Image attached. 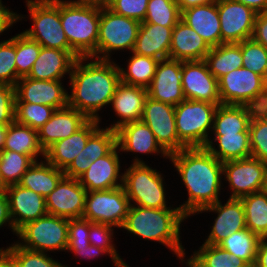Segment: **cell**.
Here are the masks:
<instances>
[{
	"label": "cell",
	"mask_w": 267,
	"mask_h": 267,
	"mask_svg": "<svg viewBox=\"0 0 267 267\" xmlns=\"http://www.w3.org/2000/svg\"><path fill=\"white\" fill-rule=\"evenodd\" d=\"M221 104L248 106L256 110L266 104L263 77L250 69L240 67L218 80Z\"/></svg>",
	"instance_id": "9c48e42d"
},
{
	"label": "cell",
	"mask_w": 267,
	"mask_h": 267,
	"mask_svg": "<svg viewBox=\"0 0 267 267\" xmlns=\"http://www.w3.org/2000/svg\"><path fill=\"white\" fill-rule=\"evenodd\" d=\"M35 160L25 154L11 150L0 152V179L4 187L18 184L22 175L30 168Z\"/></svg>",
	"instance_id": "f35d334b"
},
{
	"label": "cell",
	"mask_w": 267,
	"mask_h": 267,
	"mask_svg": "<svg viewBox=\"0 0 267 267\" xmlns=\"http://www.w3.org/2000/svg\"><path fill=\"white\" fill-rule=\"evenodd\" d=\"M222 43H240L252 38L257 13L234 0H218Z\"/></svg>",
	"instance_id": "9a60e30c"
},
{
	"label": "cell",
	"mask_w": 267,
	"mask_h": 267,
	"mask_svg": "<svg viewBox=\"0 0 267 267\" xmlns=\"http://www.w3.org/2000/svg\"><path fill=\"white\" fill-rule=\"evenodd\" d=\"M123 175V187L130 204L132 201L134 205L145 208H172L167 207L161 173L140 158H135Z\"/></svg>",
	"instance_id": "ba28073f"
},
{
	"label": "cell",
	"mask_w": 267,
	"mask_h": 267,
	"mask_svg": "<svg viewBox=\"0 0 267 267\" xmlns=\"http://www.w3.org/2000/svg\"><path fill=\"white\" fill-rule=\"evenodd\" d=\"M181 82L187 100L221 104L218 80L210 73L205 60L182 61Z\"/></svg>",
	"instance_id": "2e32d148"
},
{
	"label": "cell",
	"mask_w": 267,
	"mask_h": 267,
	"mask_svg": "<svg viewBox=\"0 0 267 267\" xmlns=\"http://www.w3.org/2000/svg\"><path fill=\"white\" fill-rule=\"evenodd\" d=\"M211 47L181 19L172 29L169 58L180 61L204 60Z\"/></svg>",
	"instance_id": "484cf974"
},
{
	"label": "cell",
	"mask_w": 267,
	"mask_h": 267,
	"mask_svg": "<svg viewBox=\"0 0 267 267\" xmlns=\"http://www.w3.org/2000/svg\"><path fill=\"white\" fill-rule=\"evenodd\" d=\"M223 175L232 190L230 198L240 199L267 189V164L253 157L224 162Z\"/></svg>",
	"instance_id": "4fadbf2b"
},
{
	"label": "cell",
	"mask_w": 267,
	"mask_h": 267,
	"mask_svg": "<svg viewBox=\"0 0 267 267\" xmlns=\"http://www.w3.org/2000/svg\"><path fill=\"white\" fill-rule=\"evenodd\" d=\"M9 201V212L17 232L25 224L47 214L45 198L38 193L14 184L5 187Z\"/></svg>",
	"instance_id": "ffe728a7"
},
{
	"label": "cell",
	"mask_w": 267,
	"mask_h": 267,
	"mask_svg": "<svg viewBox=\"0 0 267 267\" xmlns=\"http://www.w3.org/2000/svg\"><path fill=\"white\" fill-rule=\"evenodd\" d=\"M87 59L95 61L86 63ZM69 76L72 89L68 94V106L82 112L88 119L101 121L97 112L110 105L121 83L118 65L111 60L79 57Z\"/></svg>",
	"instance_id": "7a4b0ae2"
},
{
	"label": "cell",
	"mask_w": 267,
	"mask_h": 267,
	"mask_svg": "<svg viewBox=\"0 0 267 267\" xmlns=\"http://www.w3.org/2000/svg\"><path fill=\"white\" fill-rule=\"evenodd\" d=\"M21 14L18 15L16 12L10 11L2 4V0H0V35L5 30H8L16 21L21 20Z\"/></svg>",
	"instance_id": "db71d44e"
},
{
	"label": "cell",
	"mask_w": 267,
	"mask_h": 267,
	"mask_svg": "<svg viewBox=\"0 0 267 267\" xmlns=\"http://www.w3.org/2000/svg\"><path fill=\"white\" fill-rule=\"evenodd\" d=\"M254 267H267V239H261L258 244Z\"/></svg>",
	"instance_id": "6f0895ef"
},
{
	"label": "cell",
	"mask_w": 267,
	"mask_h": 267,
	"mask_svg": "<svg viewBox=\"0 0 267 267\" xmlns=\"http://www.w3.org/2000/svg\"><path fill=\"white\" fill-rule=\"evenodd\" d=\"M181 20L195 30L210 47L222 44L218 1L182 11Z\"/></svg>",
	"instance_id": "4316f807"
},
{
	"label": "cell",
	"mask_w": 267,
	"mask_h": 267,
	"mask_svg": "<svg viewBox=\"0 0 267 267\" xmlns=\"http://www.w3.org/2000/svg\"><path fill=\"white\" fill-rule=\"evenodd\" d=\"M89 119L78 110L66 106L56 109L39 129L38 138L44 151L56 141L65 139L81 128Z\"/></svg>",
	"instance_id": "603a6c76"
},
{
	"label": "cell",
	"mask_w": 267,
	"mask_h": 267,
	"mask_svg": "<svg viewBox=\"0 0 267 267\" xmlns=\"http://www.w3.org/2000/svg\"><path fill=\"white\" fill-rule=\"evenodd\" d=\"M1 267H16L1 253Z\"/></svg>",
	"instance_id": "be15d7a7"
},
{
	"label": "cell",
	"mask_w": 267,
	"mask_h": 267,
	"mask_svg": "<svg viewBox=\"0 0 267 267\" xmlns=\"http://www.w3.org/2000/svg\"><path fill=\"white\" fill-rule=\"evenodd\" d=\"M81 3L96 4L100 6H106L111 0H76Z\"/></svg>",
	"instance_id": "6125c7cd"
},
{
	"label": "cell",
	"mask_w": 267,
	"mask_h": 267,
	"mask_svg": "<svg viewBox=\"0 0 267 267\" xmlns=\"http://www.w3.org/2000/svg\"><path fill=\"white\" fill-rule=\"evenodd\" d=\"M15 102L41 104L61 109L68 106V92L61 80L20 78L15 84Z\"/></svg>",
	"instance_id": "ac0fdd59"
},
{
	"label": "cell",
	"mask_w": 267,
	"mask_h": 267,
	"mask_svg": "<svg viewBox=\"0 0 267 267\" xmlns=\"http://www.w3.org/2000/svg\"><path fill=\"white\" fill-rule=\"evenodd\" d=\"M140 24L137 20L111 11L107 6H101L97 59L111 60L114 50L128 49L132 53Z\"/></svg>",
	"instance_id": "8fae6325"
},
{
	"label": "cell",
	"mask_w": 267,
	"mask_h": 267,
	"mask_svg": "<svg viewBox=\"0 0 267 267\" xmlns=\"http://www.w3.org/2000/svg\"><path fill=\"white\" fill-rule=\"evenodd\" d=\"M68 228L69 219L46 214L17 231L16 235L22 241L17 244L44 253L54 250L65 251L68 246Z\"/></svg>",
	"instance_id": "30bf717a"
},
{
	"label": "cell",
	"mask_w": 267,
	"mask_h": 267,
	"mask_svg": "<svg viewBox=\"0 0 267 267\" xmlns=\"http://www.w3.org/2000/svg\"><path fill=\"white\" fill-rule=\"evenodd\" d=\"M16 36L0 42V84L17 83Z\"/></svg>",
	"instance_id": "7dc6e473"
},
{
	"label": "cell",
	"mask_w": 267,
	"mask_h": 267,
	"mask_svg": "<svg viewBox=\"0 0 267 267\" xmlns=\"http://www.w3.org/2000/svg\"><path fill=\"white\" fill-rule=\"evenodd\" d=\"M0 252L16 267H67L47 256V253L29 250L17 243L6 249L0 248Z\"/></svg>",
	"instance_id": "ab89813d"
},
{
	"label": "cell",
	"mask_w": 267,
	"mask_h": 267,
	"mask_svg": "<svg viewBox=\"0 0 267 267\" xmlns=\"http://www.w3.org/2000/svg\"><path fill=\"white\" fill-rule=\"evenodd\" d=\"M260 240L258 235L246 228L231 233L218 245L237 258L245 260L250 266H254Z\"/></svg>",
	"instance_id": "74e56055"
},
{
	"label": "cell",
	"mask_w": 267,
	"mask_h": 267,
	"mask_svg": "<svg viewBox=\"0 0 267 267\" xmlns=\"http://www.w3.org/2000/svg\"><path fill=\"white\" fill-rule=\"evenodd\" d=\"M118 146L108 155L92 162L90 167L78 178L87 192L114 189L123 186V173L120 174ZM120 174V175H119ZM120 180V183L118 181Z\"/></svg>",
	"instance_id": "7402d4cb"
},
{
	"label": "cell",
	"mask_w": 267,
	"mask_h": 267,
	"mask_svg": "<svg viewBox=\"0 0 267 267\" xmlns=\"http://www.w3.org/2000/svg\"><path fill=\"white\" fill-rule=\"evenodd\" d=\"M203 211L217 213L212 230L204 244L218 245L231 233L247 228L241 199L229 198L224 205L219 200L215 204L202 208L197 213H202Z\"/></svg>",
	"instance_id": "44dd1931"
},
{
	"label": "cell",
	"mask_w": 267,
	"mask_h": 267,
	"mask_svg": "<svg viewBox=\"0 0 267 267\" xmlns=\"http://www.w3.org/2000/svg\"><path fill=\"white\" fill-rule=\"evenodd\" d=\"M204 60L210 73L219 80L223 75L242 67L240 43H222L211 47Z\"/></svg>",
	"instance_id": "836d02e7"
},
{
	"label": "cell",
	"mask_w": 267,
	"mask_h": 267,
	"mask_svg": "<svg viewBox=\"0 0 267 267\" xmlns=\"http://www.w3.org/2000/svg\"><path fill=\"white\" fill-rule=\"evenodd\" d=\"M75 61L68 51L42 46L27 77L35 80H61L66 73L71 74Z\"/></svg>",
	"instance_id": "f1b7e54d"
},
{
	"label": "cell",
	"mask_w": 267,
	"mask_h": 267,
	"mask_svg": "<svg viewBox=\"0 0 267 267\" xmlns=\"http://www.w3.org/2000/svg\"><path fill=\"white\" fill-rule=\"evenodd\" d=\"M99 123L100 120L89 119L75 133L53 143L45 150L44 160L63 170L66 177L78 179L93 162L85 157L84 148Z\"/></svg>",
	"instance_id": "5b68a950"
},
{
	"label": "cell",
	"mask_w": 267,
	"mask_h": 267,
	"mask_svg": "<svg viewBox=\"0 0 267 267\" xmlns=\"http://www.w3.org/2000/svg\"><path fill=\"white\" fill-rule=\"evenodd\" d=\"M87 191L78 179L64 176L45 197L47 214L66 219L82 218Z\"/></svg>",
	"instance_id": "e0dca14e"
},
{
	"label": "cell",
	"mask_w": 267,
	"mask_h": 267,
	"mask_svg": "<svg viewBox=\"0 0 267 267\" xmlns=\"http://www.w3.org/2000/svg\"><path fill=\"white\" fill-rule=\"evenodd\" d=\"M251 157L267 164V112L258 109L254 112L249 125Z\"/></svg>",
	"instance_id": "60d3db41"
},
{
	"label": "cell",
	"mask_w": 267,
	"mask_h": 267,
	"mask_svg": "<svg viewBox=\"0 0 267 267\" xmlns=\"http://www.w3.org/2000/svg\"><path fill=\"white\" fill-rule=\"evenodd\" d=\"M89 220L83 218L69 219L68 246H89Z\"/></svg>",
	"instance_id": "816d5d0a"
},
{
	"label": "cell",
	"mask_w": 267,
	"mask_h": 267,
	"mask_svg": "<svg viewBox=\"0 0 267 267\" xmlns=\"http://www.w3.org/2000/svg\"><path fill=\"white\" fill-rule=\"evenodd\" d=\"M147 97V88L121 82L110 103L120 120L108 128L116 130L123 124L140 121Z\"/></svg>",
	"instance_id": "cb8c5ba5"
},
{
	"label": "cell",
	"mask_w": 267,
	"mask_h": 267,
	"mask_svg": "<svg viewBox=\"0 0 267 267\" xmlns=\"http://www.w3.org/2000/svg\"><path fill=\"white\" fill-rule=\"evenodd\" d=\"M64 176L63 170L56 168L46 160L35 161L22 175L18 184L45 198L56 188Z\"/></svg>",
	"instance_id": "4dcf8cb0"
},
{
	"label": "cell",
	"mask_w": 267,
	"mask_h": 267,
	"mask_svg": "<svg viewBox=\"0 0 267 267\" xmlns=\"http://www.w3.org/2000/svg\"><path fill=\"white\" fill-rule=\"evenodd\" d=\"M32 28L23 33L47 48L68 51L75 59L79 56L70 48L60 20V0H26Z\"/></svg>",
	"instance_id": "8992f818"
},
{
	"label": "cell",
	"mask_w": 267,
	"mask_h": 267,
	"mask_svg": "<svg viewBox=\"0 0 267 267\" xmlns=\"http://www.w3.org/2000/svg\"><path fill=\"white\" fill-rule=\"evenodd\" d=\"M256 109L248 106L218 105L213 121V134L249 133L251 118Z\"/></svg>",
	"instance_id": "f546056e"
},
{
	"label": "cell",
	"mask_w": 267,
	"mask_h": 267,
	"mask_svg": "<svg viewBox=\"0 0 267 267\" xmlns=\"http://www.w3.org/2000/svg\"><path fill=\"white\" fill-rule=\"evenodd\" d=\"M218 105L221 104L185 99L175 106L178 138L187 148L205 147Z\"/></svg>",
	"instance_id": "52a82bcc"
},
{
	"label": "cell",
	"mask_w": 267,
	"mask_h": 267,
	"mask_svg": "<svg viewBox=\"0 0 267 267\" xmlns=\"http://www.w3.org/2000/svg\"><path fill=\"white\" fill-rule=\"evenodd\" d=\"M113 226L108 224L92 223L89 221V241L90 245L102 248L109 253L115 267L124 263L123 259L116 251L113 242ZM112 240V241H111Z\"/></svg>",
	"instance_id": "c3c4849f"
},
{
	"label": "cell",
	"mask_w": 267,
	"mask_h": 267,
	"mask_svg": "<svg viewBox=\"0 0 267 267\" xmlns=\"http://www.w3.org/2000/svg\"><path fill=\"white\" fill-rule=\"evenodd\" d=\"M8 222V226L13 230V233H17L13 227V222L9 212V201L7 194L4 190L0 191V228Z\"/></svg>",
	"instance_id": "9f6ffc18"
},
{
	"label": "cell",
	"mask_w": 267,
	"mask_h": 267,
	"mask_svg": "<svg viewBox=\"0 0 267 267\" xmlns=\"http://www.w3.org/2000/svg\"><path fill=\"white\" fill-rule=\"evenodd\" d=\"M8 125L0 124V152L3 150L4 141L6 139Z\"/></svg>",
	"instance_id": "94428289"
},
{
	"label": "cell",
	"mask_w": 267,
	"mask_h": 267,
	"mask_svg": "<svg viewBox=\"0 0 267 267\" xmlns=\"http://www.w3.org/2000/svg\"><path fill=\"white\" fill-rule=\"evenodd\" d=\"M4 189H5V187L2 185V182H1V179H0V191L4 190Z\"/></svg>",
	"instance_id": "003e7915"
},
{
	"label": "cell",
	"mask_w": 267,
	"mask_h": 267,
	"mask_svg": "<svg viewBox=\"0 0 267 267\" xmlns=\"http://www.w3.org/2000/svg\"><path fill=\"white\" fill-rule=\"evenodd\" d=\"M263 80H264V91L266 94V101H267V73L265 74Z\"/></svg>",
	"instance_id": "e7e4bbea"
},
{
	"label": "cell",
	"mask_w": 267,
	"mask_h": 267,
	"mask_svg": "<svg viewBox=\"0 0 267 267\" xmlns=\"http://www.w3.org/2000/svg\"><path fill=\"white\" fill-rule=\"evenodd\" d=\"M214 142L218 143V150L213 140H208L204 148L222 163L231 160L251 157L249 133L214 134Z\"/></svg>",
	"instance_id": "1f68e13d"
},
{
	"label": "cell",
	"mask_w": 267,
	"mask_h": 267,
	"mask_svg": "<svg viewBox=\"0 0 267 267\" xmlns=\"http://www.w3.org/2000/svg\"><path fill=\"white\" fill-rule=\"evenodd\" d=\"M141 121L154 133L157 142L170 155L187 148L178 138L175 106L147 97Z\"/></svg>",
	"instance_id": "5bb4252c"
},
{
	"label": "cell",
	"mask_w": 267,
	"mask_h": 267,
	"mask_svg": "<svg viewBox=\"0 0 267 267\" xmlns=\"http://www.w3.org/2000/svg\"><path fill=\"white\" fill-rule=\"evenodd\" d=\"M117 146L122 152L161 153L169 158L170 155L157 142L154 133L144 122L135 121L123 124L116 129Z\"/></svg>",
	"instance_id": "d4e9b609"
},
{
	"label": "cell",
	"mask_w": 267,
	"mask_h": 267,
	"mask_svg": "<svg viewBox=\"0 0 267 267\" xmlns=\"http://www.w3.org/2000/svg\"><path fill=\"white\" fill-rule=\"evenodd\" d=\"M149 0H111L106 6L113 12L143 22Z\"/></svg>",
	"instance_id": "681fc988"
},
{
	"label": "cell",
	"mask_w": 267,
	"mask_h": 267,
	"mask_svg": "<svg viewBox=\"0 0 267 267\" xmlns=\"http://www.w3.org/2000/svg\"><path fill=\"white\" fill-rule=\"evenodd\" d=\"M180 19L181 13L176 0H149L142 23L174 27Z\"/></svg>",
	"instance_id": "b9f144b4"
},
{
	"label": "cell",
	"mask_w": 267,
	"mask_h": 267,
	"mask_svg": "<svg viewBox=\"0 0 267 267\" xmlns=\"http://www.w3.org/2000/svg\"><path fill=\"white\" fill-rule=\"evenodd\" d=\"M180 13L192 7L200 5H208L210 3H215L218 0H176Z\"/></svg>",
	"instance_id": "680465c9"
},
{
	"label": "cell",
	"mask_w": 267,
	"mask_h": 267,
	"mask_svg": "<svg viewBox=\"0 0 267 267\" xmlns=\"http://www.w3.org/2000/svg\"><path fill=\"white\" fill-rule=\"evenodd\" d=\"M173 28L159 24L141 23L132 53L158 60L169 59Z\"/></svg>",
	"instance_id": "83f0119b"
},
{
	"label": "cell",
	"mask_w": 267,
	"mask_h": 267,
	"mask_svg": "<svg viewBox=\"0 0 267 267\" xmlns=\"http://www.w3.org/2000/svg\"><path fill=\"white\" fill-rule=\"evenodd\" d=\"M159 61L133 53L129 59L127 70L118 66L121 82L147 88L153 80Z\"/></svg>",
	"instance_id": "8d00e7d4"
},
{
	"label": "cell",
	"mask_w": 267,
	"mask_h": 267,
	"mask_svg": "<svg viewBox=\"0 0 267 267\" xmlns=\"http://www.w3.org/2000/svg\"><path fill=\"white\" fill-rule=\"evenodd\" d=\"M67 251H70L72 253H74L76 256L79 255V257L83 258H87V259H94L95 257H98L99 255H104L107 254L109 255V253L99 247L93 246V245H89V246H82V247H67L66 249Z\"/></svg>",
	"instance_id": "11a10c76"
},
{
	"label": "cell",
	"mask_w": 267,
	"mask_h": 267,
	"mask_svg": "<svg viewBox=\"0 0 267 267\" xmlns=\"http://www.w3.org/2000/svg\"><path fill=\"white\" fill-rule=\"evenodd\" d=\"M185 263L188 267H249L243 259L237 258L219 245L203 244Z\"/></svg>",
	"instance_id": "e575fe53"
},
{
	"label": "cell",
	"mask_w": 267,
	"mask_h": 267,
	"mask_svg": "<svg viewBox=\"0 0 267 267\" xmlns=\"http://www.w3.org/2000/svg\"><path fill=\"white\" fill-rule=\"evenodd\" d=\"M169 159L188 191L187 201L179 205L187 217L219 201L223 163L206 148H185L170 154Z\"/></svg>",
	"instance_id": "6da1fadb"
},
{
	"label": "cell",
	"mask_w": 267,
	"mask_h": 267,
	"mask_svg": "<svg viewBox=\"0 0 267 267\" xmlns=\"http://www.w3.org/2000/svg\"><path fill=\"white\" fill-rule=\"evenodd\" d=\"M252 39L267 49V12L257 13Z\"/></svg>",
	"instance_id": "f5cc1de1"
},
{
	"label": "cell",
	"mask_w": 267,
	"mask_h": 267,
	"mask_svg": "<svg viewBox=\"0 0 267 267\" xmlns=\"http://www.w3.org/2000/svg\"><path fill=\"white\" fill-rule=\"evenodd\" d=\"M55 109L41 104L15 102V121L39 130L52 116Z\"/></svg>",
	"instance_id": "ee69618b"
},
{
	"label": "cell",
	"mask_w": 267,
	"mask_h": 267,
	"mask_svg": "<svg viewBox=\"0 0 267 267\" xmlns=\"http://www.w3.org/2000/svg\"><path fill=\"white\" fill-rule=\"evenodd\" d=\"M41 45L28 38L23 32L16 35V68L17 81L22 77H27L37 60Z\"/></svg>",
	"instance_id": "7bdbcfd3"
},
{
	"label": "cell",
	"mask_w": 267,
	"mask_h": 267,
	"mask_svg": "<svg viewBox=\"0 0 267 267\" xmlns=\"http://www.w3.org/2000/svg\"><path fill=\"white\" fill-rule=\"evenodd\" d=\"M242 67L255 72L264 78L267 73V49L252 38L240 42Z\"/></svg>",
	"instance_id": "bcb514c9"
},
{
	"label": "cell",
	"mask_w": 267,
	"mask_h": 267,
	"mask_svg": "<svg viewBox=\"0 0 267 267\" xmlns=\"http://www.w3.org/2000/svg\"><path fill=\"white\" fill-rule=\"evenodd\" d=\"M187 218L180 207L145 208L131 204L121 228L167 246L182 261L185 249L180 242V224Z\"/></svg>",
	"instance_id": "3957f363"
},
{
	"label": "cell",
	"mask_w": 267,
	"mask_h": 267,
	"mask_svg": "<svg viewBox=\"0 0 267 267\" xmlns=\"http://www.w3.org/2000/svg\"><path fill=\"white\" fill-rule=\"evenodd\" d=\"M182 61L173 59L160 60L153 80L147 87L148 96L173 106L178 105L186 98L183 93Z\"/></svg>",
	"instance_id": "d6986e66"
},
{
	"label": "cell",
	"mask_w": 267,
	"mask_h": 267,
	"mask_svg": "<svg viewBox=\"0 0 267 267\" xmlns=\"http://www.w3.org/2000/svg\"><path fill=\"white\" fill-rule=\"evenodd\" d=\"M119 267H130V266H128V265L124 262V263L119 264Z\"/></svg>",
	"instance_id": "03108f58"
},
{
	"label": "cell",
	"mask_w": 267,
	"mask_h": 267,
	"mask_svg": "<svg viewBox=\"0 0 267 267\" xmlns=\"http://www.w3.org/2000/svg\"><path fill=\"white\" fill-rule=\"evenodd\" d=\"M131 204L123 186L87 192L83 219L121 228Z\"/></svg>",
	"instance_id": "7c38bea8"
},
{
	"label": "cell",
	"mask_w": 267,
	"mask_h": 267,
	"mask_svg": "<svg viewBox=\"0 0 267 267\" xmlns=\"http://www.w3.org/2000/svg\"><path fill=\"white\" fill-rule=\"evenodd\" d=\"M3 150L29 155L35 161H38V155L45 157V151L40 145L37 130L16 121L8 125Z\"/></svg>",
	"instance_id": "d6a6232c"
},
{
	"label": "cell",
	"mask_w": 267,
	"mask_h": 267,
	"mask_svg": "<svg viewBox=\"0 0 267 267\" xmlns=\"http://www.w3.org/2000/svg\"><path fill=\"white\" fill-rule=\"evenodd\" d=\"M117 146L116 130L98 128L88 139L84 148L85 157L93 162L98 158L108 155Z\"/></svg>",
	"instance_id": "f6af8a7d"
},
{
	"label": "cell",
	"mask_w": 267,
	"mask_h": 267,
	"mask_svg": "<svg viewBox=\"0 0 267 267\" xmlns=\"http://www.w3.org/2000/svg\"><path fill=\"white\" fill-rule=\"evenodd\" d=\"M240 199L244 206L247 229L261 239H267V189Z\"/></svg>",
	"instance_id": "d590c367"
},
{
	"label": "cell",
	"mask_w": 267,
	"mask_h": 267,
	"mask_svg": "<svg viewBox=\"0 0 267 267\" xmlns=\"http://www.w3.org/2000/svg\"><path fill=\"white\" fill-rule=\"evenodd\" d=\"M240 2L251 9L256 13L267 12V0H234Z\"/></svg>",
	"instance_id": "91938a15"
},
{
	"label": "cell",
	"mask_w": 267,
	"mask_h": 267,
	"mask_svg": "<svg viewBox=\"0 0 267 267\" xmlns=\"http://www.w3.org/2000/svg\"><path fill=\"white\" fill-rule=\"evenodd\" d=\"M15 121V87L0 84V124L9 125Z\"/></svg>",
	"instance_id": "f907efd6"
},
{
	"label": "cell",
	"mask_w": 267,
	"mask_h": 267,
	"mask_svg": "<svg viewBox=\"0 0 267 267\" xmlns=\"http://www.w3.org/2000/svg\"><path fill=\"white\" fill-rule=\"evenodd\" d=\"M100 11V5L60 0L62 29L79 57L97 59Z\"/></svg>",
	"instance_id": "277c9868"
},
{
	"label": "cell",
	"mask_w": 267,
	"mask_h": 267,
	"mask_svg": "<svg viewBox=\"0 0 267 267\" xmlns=\"http://www.w3.org/2000/svg\"><path fill=\"white\" fill-rule=\"evenodd\" d=\"M263 109L267 112V101H266L265 107Z\"/></svg>",
	"instance_id": "a7ac6f4b"
}]
</instances>
